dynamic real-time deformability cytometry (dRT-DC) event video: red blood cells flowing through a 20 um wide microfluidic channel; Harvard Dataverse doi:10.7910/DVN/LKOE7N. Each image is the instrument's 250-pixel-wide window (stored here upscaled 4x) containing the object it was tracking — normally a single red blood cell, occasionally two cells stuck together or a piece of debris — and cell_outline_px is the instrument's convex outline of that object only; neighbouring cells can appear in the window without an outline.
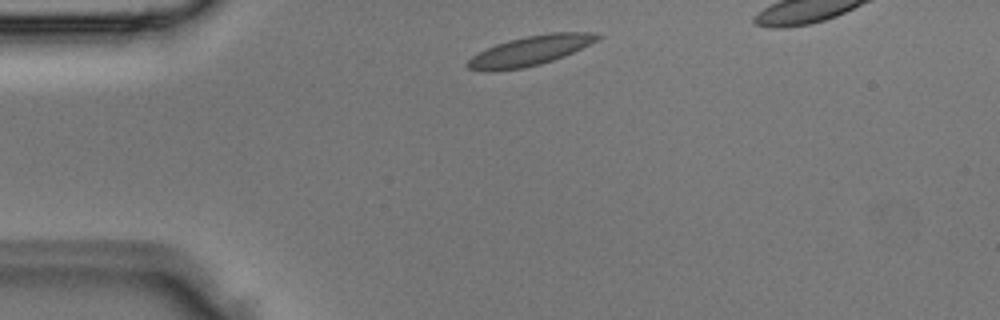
{"species": "Egyptian fruit bat (a non-hibernating species)", "species_latin": "Rousettus aegyptiacus", "temperature_condition": "room temperature", "stored_images_in_passage": 4, "camera_frame_rate_fps": 3000, "um_per_image_px": 0.085, "animal": {"sex": "male"}, "frame": {"image": 1, "passage_image": 4, "time_ms": 1.0, "image_size_px": [1000, 320], "cell_outline_px": [[600, 36], [596, 40], [564, 56], [540, 64], [524, 68], [496, 72], [484, 72], [468, 68], [464, 64], [472, 56], [496, 44], [508, 40], [524, 36], [548, 32], [588, 32]], "centroid_in_image_um": [44.96, 4.33], "position_along_channel_um": 40.0, "area_um2": 22.37}}